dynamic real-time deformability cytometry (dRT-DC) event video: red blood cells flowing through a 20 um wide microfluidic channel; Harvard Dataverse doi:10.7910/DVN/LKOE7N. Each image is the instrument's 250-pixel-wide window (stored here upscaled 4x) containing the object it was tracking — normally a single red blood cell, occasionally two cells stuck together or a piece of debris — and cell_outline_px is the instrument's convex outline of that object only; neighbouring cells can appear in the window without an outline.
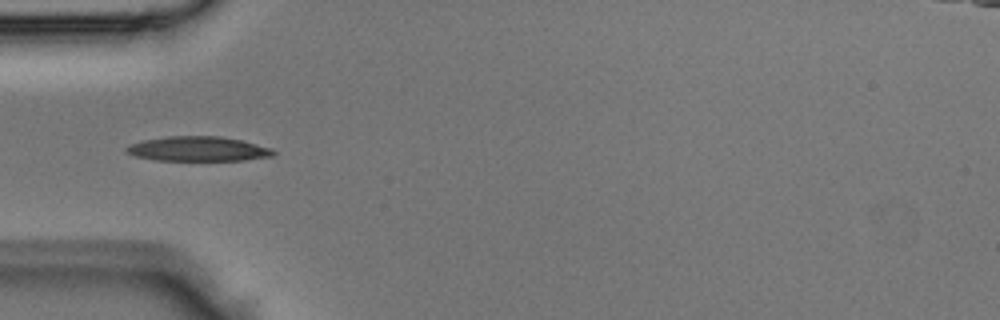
{"species": "Egyptian fruit bat (a non-hibernating species)", "species_latin": "Rousettus aegyptiacus", "temperature_condition": "room temperature", "stored_images_in_passage": 4, "camera_frame_rate_fps": 3000, "um_per_image_px": 0.085, "animal": {"sex": "male"}, "frame": {"image": 1, "passage_image": 3, "time_ms": 0.667, "image_size_px": [1000, 320], "cell_outline_px": [[276, 152], [272, 156], [244, 160], [156, 160], [136, 156], [124, 152], [124, 148], [128, 144], [144, 140], [168, 136], [220, 136], [240, 140], [272, 148]], "centroid_in_image_um": [16.8, 12.65], "position_along_channel_um": 68.2, "area_um2": 21.1}}
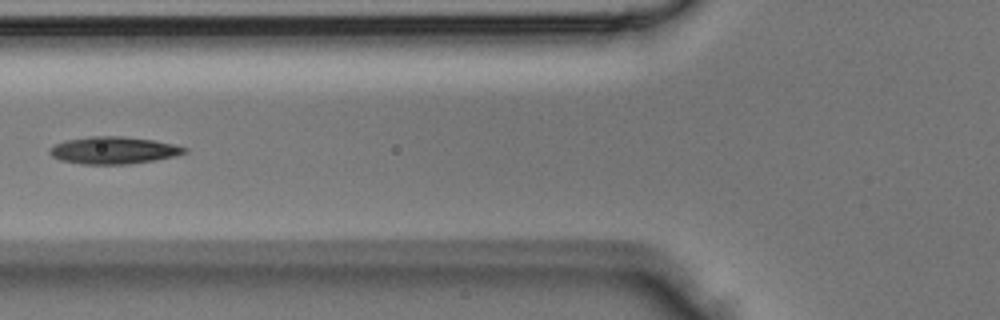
{"frame": {"image": 2, "passage_image": 4, "time_ms": 1.0, "image_size_px": [1000, 320], "cell_outline_px": [[188, 152], [176, 156], [128, 164], [80, 164], [60, 160], [52, 156], [48, 152], [48, 148], [64, 140], [92, 136], [124, 136], [152, 140], [172, 144], [188, 148]], "centroid_in_image_um": [9.62, 12.77], "position_along_channel_um": 116.2, "area_um2": 21.39}}